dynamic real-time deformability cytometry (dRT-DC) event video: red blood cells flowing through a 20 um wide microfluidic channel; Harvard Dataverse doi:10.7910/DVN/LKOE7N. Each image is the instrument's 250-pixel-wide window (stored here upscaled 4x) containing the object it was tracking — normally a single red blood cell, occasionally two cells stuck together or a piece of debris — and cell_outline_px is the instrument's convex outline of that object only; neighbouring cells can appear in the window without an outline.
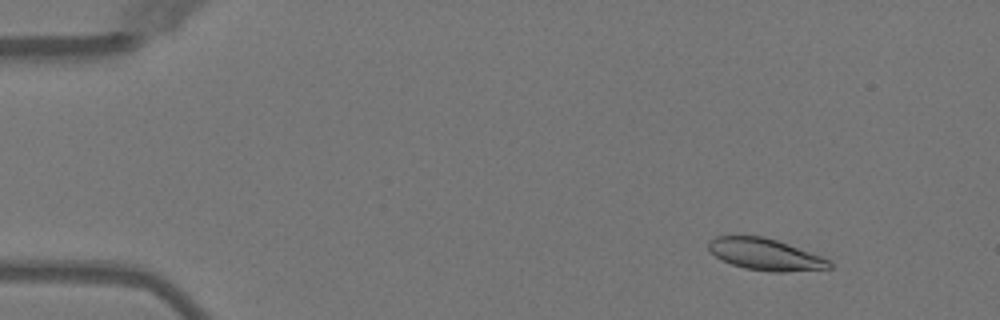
{"species": "Egyptian fruit bat (a non-hibernating species)", "species_latin": "Rousettus aegyptiacus", "temperature_condition": "warm", "stored_images_in_passage": 50, "camera_frame_rate_fps": 3000, "um_per_image_px": 0.085, "animal": {"sex": "female"}, "frame": {"image": 1, "passage_image": 5, "time_ms": 1.333, "image_size_px": [1000, 320], "cell_outline_px": [[832, 268], [784, 272], [772, 272], [744, 268], [720, 260], [708, 248], [708, 240], [716, 236], [764, 236], [788, 244], [820, 256], [828, 260], [832, 264]], "centroid_in_image_um": [65.02, 21.62], "position_along_channel_um": 20.0, "area_um2": 22.14}}
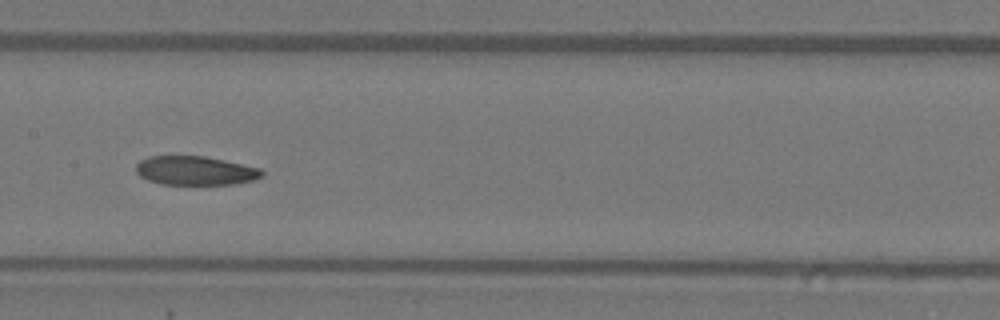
{"frame": {"image": 2, "passage_image": 25, "time_ms": 8.0, "image_size_px": [1000, 320], "cell_outline_px": [[264, 176], [252, 180], [236, 184], [160, 184], [148, 180], [140, 176], [136, 172], [136, 164], [140, 160], [148, 156], [204, 156], [224, 160], [260, 168], [264, 172]], "centroid_in_image_um": [16.59, 14.5], "position_along_channel_um": 190.8, "area_um2": 21.27}}
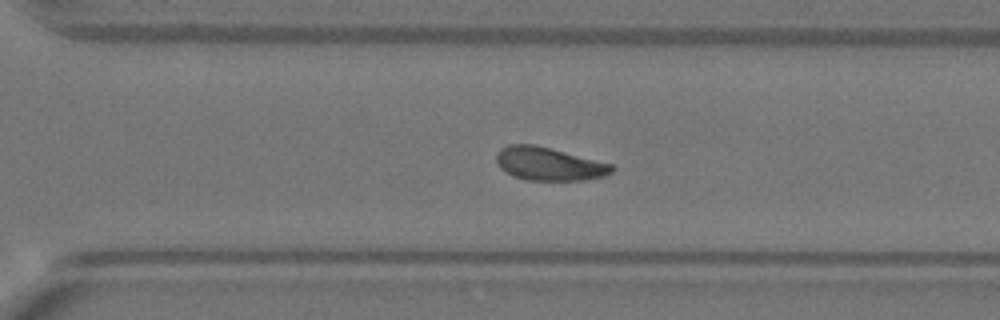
{"frame": {"image": 3, "passage_image": 35, "time_ms": 11.333, "image_size_px": [1000, 320], "cell_outline_px": [[616, 168], [612, 172], [604, 176], [584, 180], [524, 180], [512, 176], [500, 168], [496, 160], [496, 156], [500, 148], [508, 144], [532, 144], [612, 164]], "centroid_in_image_um": [46.63, 13.94], "position_along_channel_um": 324.0, "area_um2": 22.2}, "authors_computed_cell_mechanics": {"area_um2": 22.4264, "velocity_mm_per_s": 4.0109, "shape_relaxation_time_tau1_ms": 6.8555, "shape_relaxation_time_tau2_ms": 9.6781, "deformation_change_tau1": 0.1674, "deformation_change_tau2": 0.1489}}